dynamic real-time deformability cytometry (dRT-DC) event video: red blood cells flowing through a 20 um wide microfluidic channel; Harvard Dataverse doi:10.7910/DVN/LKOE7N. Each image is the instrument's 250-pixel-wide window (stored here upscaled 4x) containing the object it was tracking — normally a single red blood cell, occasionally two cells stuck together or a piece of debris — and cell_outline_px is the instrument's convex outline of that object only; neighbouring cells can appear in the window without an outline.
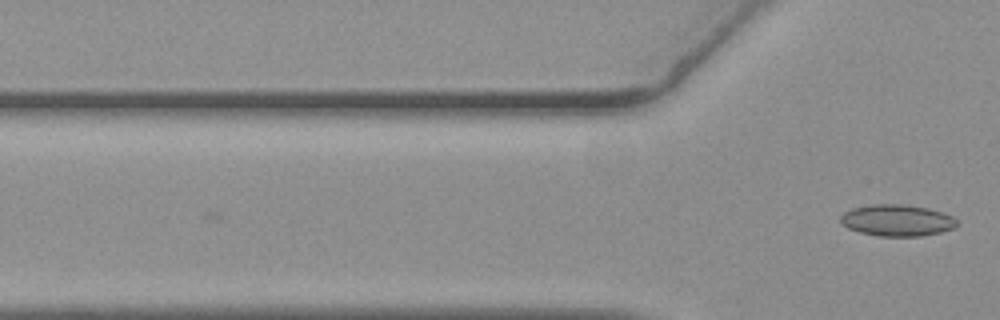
{"species": "common noctule bat (a hibernating species)", "species_latin": "Nyctalus noctula", "temperature_condition": "warm", "stored_images_in_passage": 4, "camera_frame_rate_fps": 3000, "um_per_image_px": 0.085, "animal": {"sex": "female", "body_mass_g": 19.3, "forearm_length_mm": 54.1}, "frame": {"image": 1, "passage_image": 4, "time_ms": 1.0, "image_size_px": [1000, 320], "cell_outline_px": [[960, 224], [952, 228], [940, 232], [920, 236], [880, 236], [860, 232], [848, 228], [840, 220], [840, 216], [844, 212], [852, 208], [872, 204], [900, 204], [928, 208], [952, 216]], "centroid_in_image_um": [76.24, 18.73], "position_along_channel_um": 49.6, "area_um2": 21.21}}